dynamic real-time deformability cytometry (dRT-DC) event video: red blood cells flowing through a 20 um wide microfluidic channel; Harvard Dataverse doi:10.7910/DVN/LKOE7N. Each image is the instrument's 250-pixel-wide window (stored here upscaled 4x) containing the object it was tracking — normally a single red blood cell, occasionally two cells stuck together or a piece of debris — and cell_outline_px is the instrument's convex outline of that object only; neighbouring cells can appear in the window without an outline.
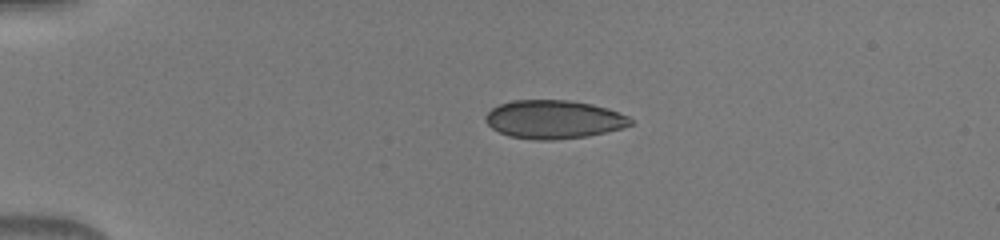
{"species": "human", "species_latin": "Homo sapiens", "temperature_condition": "warm", "stored_images_in_passage": 39, "camera_frame_rate_fps": 3000, "um_per_image_px": 0.085, "donor": {"sex": "male"}, "frame": {"image": 1, "passage_image": 1, "time_ms": 0.0, "image_size_px": [1000, 240], "cell_outline_px": [[632, 124], [624, 128], [588, 136], [552, 140], [536, 140], [508, 136], [492, 128], [484, 120], [484, 116], [492, 108], [500, 104], [512, 100], [568, 100], [592, 104], [608, 108], [628, 116], [632, 120]], "centroid_in_image_um": [47.07, 10.15], "position_along_channel_um": 37.9, "area_um2": 32.6}}
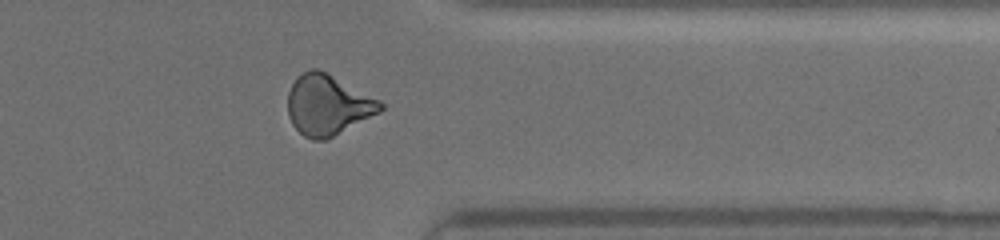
{"frame": {"image": 2, "passage_image": 30, "time_ms": 9.667, "image_size_px": [1000, 240], "cell_outline_px": [[384, 108], [380, 112], [324, 140], [312, 140], [304, 136], [292, 124], [288, 116], [288, 92], [296, 76], [312, 68], [316, 68], [380, 100], [384, 104]], "centroid_in_image_um": [27.83, 8.93], "position_along_channel_um": 383.6, "area_um2": 32.08}}
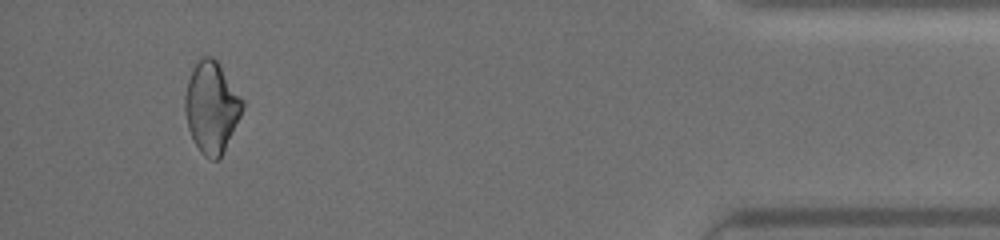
{"frame": {"image": 3, "passage_image": 36, "time_ms": 11.667, "image_size_px": [1000, 240], "cell_outline_px": [[244, 108], [220, 156], [216, 160], [212, 160], [204, 156], [200, 152], [188, 128], [184, 112], [184, 96], [188, 80], [196, 60], [204, 56], [212, 56], [220, 64], [244, 100]], "centroid_in_image_um": [17.97, 9.07], "position_along_channel_um": 417.2, "area_um2": 30.4}}